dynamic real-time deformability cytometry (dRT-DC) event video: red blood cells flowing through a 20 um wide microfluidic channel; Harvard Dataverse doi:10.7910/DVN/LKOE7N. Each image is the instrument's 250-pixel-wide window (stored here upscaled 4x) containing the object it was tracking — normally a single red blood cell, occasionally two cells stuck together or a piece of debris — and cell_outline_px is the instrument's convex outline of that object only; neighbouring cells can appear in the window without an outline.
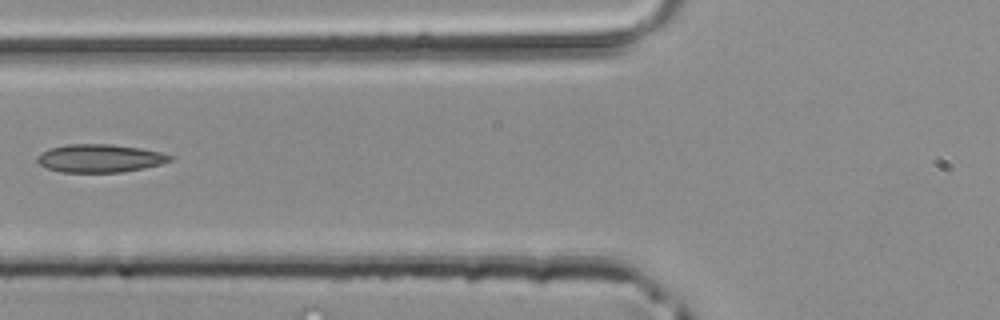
{"species": "common noctule bat (a hibernating species)", "species_latin": "Nyctalus noctula", "temperature_condition": "room temperature", "stored_images_in_passage": 2, "camera_frame_rate_fps": 3000, "um_per_image_px": 0.085, "animal": {"sex": "male", "body_mass_g": 20.4}, "frame": {"image": 1, "passage_image": 2, "time_ms": 0.333, "image_size_px": [1000, 320], "cell_outline_px": [[176, 156], [172, 160], [160, 164], [144, 168], [120, 172], [60, 172], [48, 168], [40, 164], [36, 160], [36, 156], [48, 148], [68, 144], [108, 144], [140, 148], [160, 152]], "centroid_in_image_um": [8.48, 13.45], "position_along_channel_um": 117.3, "area_um2": 21.73}}